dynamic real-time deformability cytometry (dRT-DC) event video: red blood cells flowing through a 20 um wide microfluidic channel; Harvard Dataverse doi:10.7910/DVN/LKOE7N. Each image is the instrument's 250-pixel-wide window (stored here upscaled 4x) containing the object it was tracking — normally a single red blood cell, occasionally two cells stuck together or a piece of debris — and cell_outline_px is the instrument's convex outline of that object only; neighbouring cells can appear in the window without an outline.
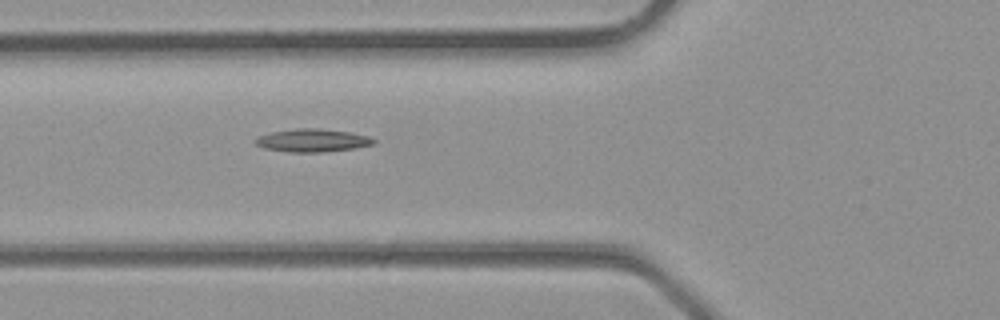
{"species": "common noctule bat (a hibernating species)", "species_latin": "Nyctalus noctula", "temperature_condition": "room temperature", "stored_images_in_passage": 3, "camera_frame_rate_fps": 3000, "um_per_image_px": 0.085, "animal": {"sex": "male", "body_mass_g": 23.1, "forearm_length_mm": 52.7}, "frame": {"image": 1, "passage_image": 2, "time_ms": 0.333, "image_size_px": [1000, 320], "cell_outline_px": [[376, 140], [372, 144], [352, 148], [324, 152], [288, 152], [264, 148], [256, 144], [252, 140], [260, 136], [272, 132], [296, 128], [320, 128], [348, 132], [368, 136]], "centroid_in_image_um": [26.51, 11.93], "position_along_channel_um": 99.3, "area_um2": 15.66}}